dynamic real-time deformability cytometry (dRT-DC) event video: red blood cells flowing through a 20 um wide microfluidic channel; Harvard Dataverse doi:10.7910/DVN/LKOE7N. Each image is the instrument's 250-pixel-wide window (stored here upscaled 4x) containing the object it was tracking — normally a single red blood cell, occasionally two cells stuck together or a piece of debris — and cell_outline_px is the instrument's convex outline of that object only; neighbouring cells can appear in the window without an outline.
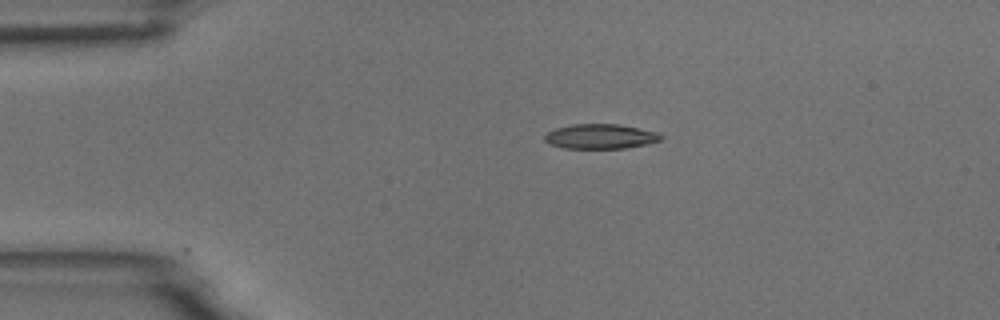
{"species": "common noctule bat (a hibernating species)", "species_latin": "Nyctalus noctula", "temperature_condition": "room temperature", "stored_images_in_passage": 2, "camera_frame_rate_fps": 3000, "um_per_image_px": 0.085, "animal": {"sex": "male", "body_mass_g": 18.8}, "frame": {"image": 1, "passage_image": 1, "time_ms": 0.0, "image_size_px": [1000, 320], "cell_outline_px": [[664, 136], [660, 140], [648, 144], [624, 148], [564, 148], [548, 144], [544, 140], [544, 136], [548, 132], [556, 128], [572, 124], [620, 124], [656, 132]], "centroid_in_image_um": [51.02, 11.6], "position_along_channel_um": 34.0, "area_um2": 16.76}}